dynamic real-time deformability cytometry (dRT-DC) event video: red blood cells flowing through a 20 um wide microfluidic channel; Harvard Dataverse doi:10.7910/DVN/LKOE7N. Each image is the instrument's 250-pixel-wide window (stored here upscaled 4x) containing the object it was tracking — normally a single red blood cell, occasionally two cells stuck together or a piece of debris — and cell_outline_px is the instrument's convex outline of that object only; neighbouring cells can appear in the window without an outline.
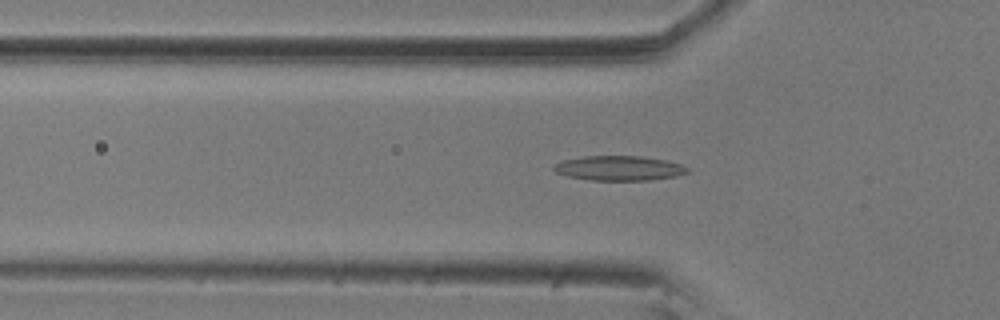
{"species": "common noctule bat (a hibernating species)", "species_latin": "Nyctalus noctula", "temperature_condition": "room temperature", "stored_images_in_passage": 57, "camera_frame_rate_fps": 3000, "um_per_image_px": 0.085, "animal": {"sex": "male", "body_mass_g": 20.5, "forearm_length_mm": 52.5}, "frame": {"image": 1, "passage_image": 18, "time_ms": 5.667, "image_size_px": [1000, 320], "cell_outline_px": [[688, 172], [676, 176], [648, 180], [592, 180], [568, 176], [556, 172], [552, 168], [556, 164], [564, 160], [584, 156], [640, 156], [664, 160], [680, 164], [688, 168]], "centroid_in_image_um": [52.62, 14.29], "position_along_channel_um": 73.2, "area_um2": 18.96}}
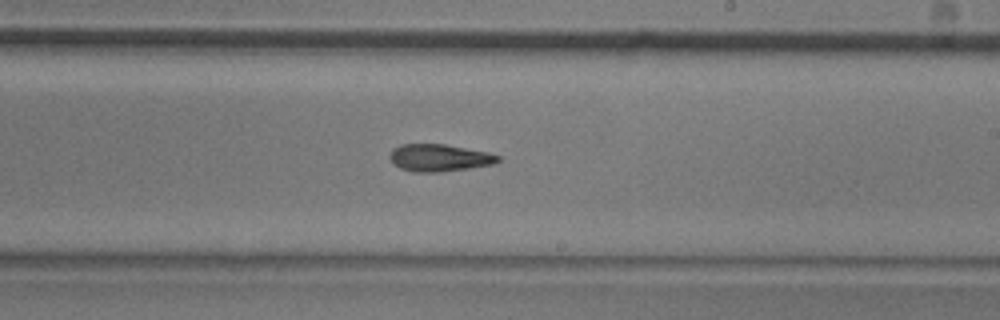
{"frame": {"image": 2, "passage_image": 33, "time_ms": 10.667, "image_size_px": [1000, 320], "cell_outline_px": [[500, 160], [492, 164], [468, 168], [440, 172], [412, 172], [400, 168], [392, 164], [388, 156], [392, 148], [400, 144], [444, 144], [488, 152], [500, 156]], "centroid_in_image_um": [37.27, 13.41], "position_along_channel_um": 251.7, "area_um2": 17.28}}
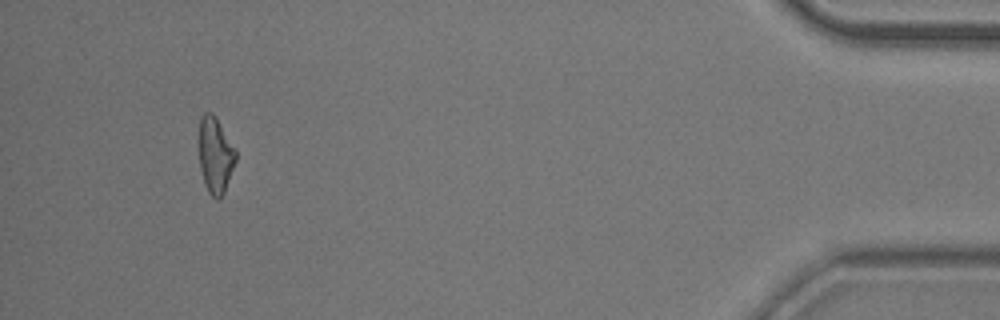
{"frame": {"image": 3, "passage_image": 53, "time_ms": 17.333, "image_size_px": [1000, 320], "cell_outline_px": [[236, 160], [224, 192], [220, 200], [216, 200], [208, 192], [204, 184], [200, 168], [200, 116], [204, 112], [212, 112], [216, 116], [236, 152]], "centroid_in_image_um": [18.3, 13.21], "position_along_channel_um": 416.9, "area_um2": 16.13}, "authors_computed_cell_mechanics": {"area_um2": 17.34, "velocity_mm_per_s": 3.5495, "shape_relaxation_time_tau1_ms": null, "shape_relaxation_time_tau2_ms": 9.6562, "deformation_change_tau1": null, "deformation_change_tau2": 0.226}}